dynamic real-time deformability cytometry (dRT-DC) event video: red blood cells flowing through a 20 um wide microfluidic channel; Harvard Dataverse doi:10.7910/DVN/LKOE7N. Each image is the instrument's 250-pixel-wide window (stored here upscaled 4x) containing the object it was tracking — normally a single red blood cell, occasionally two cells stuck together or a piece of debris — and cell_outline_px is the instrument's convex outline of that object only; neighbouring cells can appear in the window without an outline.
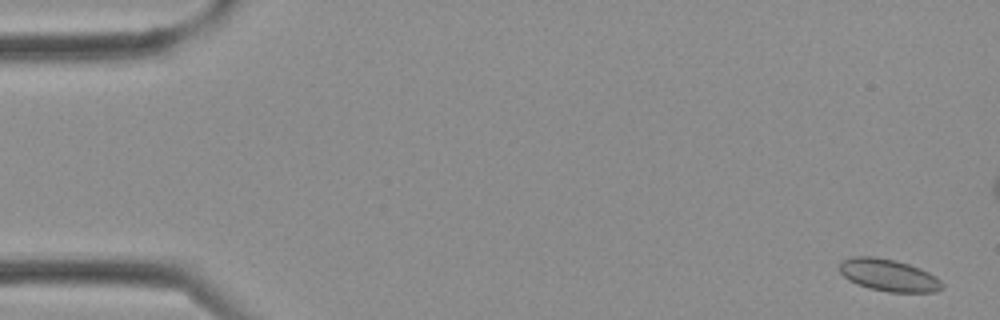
{"species": "Egyptian fruit bat (a non-hibernating species)", "species_latin": "Rousettus aegyptiacus", "temperature_condition": "cold", "stored_images_in_passage": 4, "camera_frame_rate_fps": 3000, "um_per_image_px": 0.085, "frame": {"image": 1, "passage_image": 1, "time_ms": 0.0, "image_size_px": [1000, 320], "cell_outline_px": [[944, 288], [936, 292], [888, 292], [868, 288], [856, 284], [848, 280], [840, 272], [840, 264], [844, 260], [852, 256], [872, 256], [896, 260], [920, 268], [936, 276], [944, 284]], "centroid_in_image_um": [75.55, 23.4], "position_along_channel_um": 9.4, "area_um2": 19.36}}